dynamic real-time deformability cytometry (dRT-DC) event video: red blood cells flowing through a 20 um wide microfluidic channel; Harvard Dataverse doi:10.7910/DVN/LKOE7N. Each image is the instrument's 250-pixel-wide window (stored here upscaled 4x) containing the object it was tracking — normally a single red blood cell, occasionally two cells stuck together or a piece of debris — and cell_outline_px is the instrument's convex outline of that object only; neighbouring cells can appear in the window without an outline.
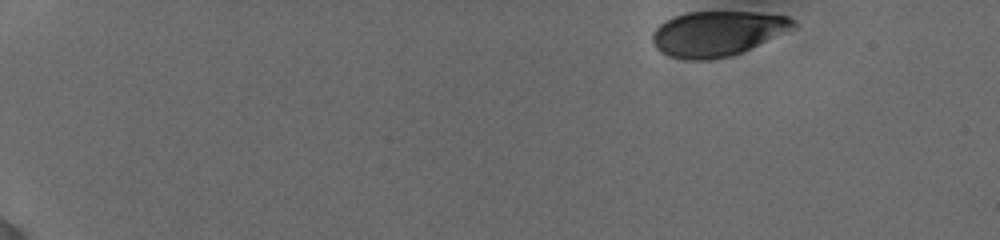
{"species": "human", "species_latin": "Homo sapiens", "temperature_condition": "cold", "stored_images_in_passage": 37, "camera_frame_rate_fps": 3000, "um_per_image_px": 0.085, "donor": {"sex": "female"}, "frame": {"image": 1, "passage_image": 1, "time_ms": 0.0, "image_size_px": [1000, 240], "cell_outline_px": [[796, 28], [788, 32], [732, 56], [708, 60], [688, 60], [668, 56], [660, 52], [656, 48], [652, 40], [652, 32], [660, 24], [676, 16], [688, 12], [756, 12], [788, 16], [796, 20]], "centroid_in_image_um": [61.0, 2.86], "position_along_channel_um": 24.0, "area_um2": 37.17}}
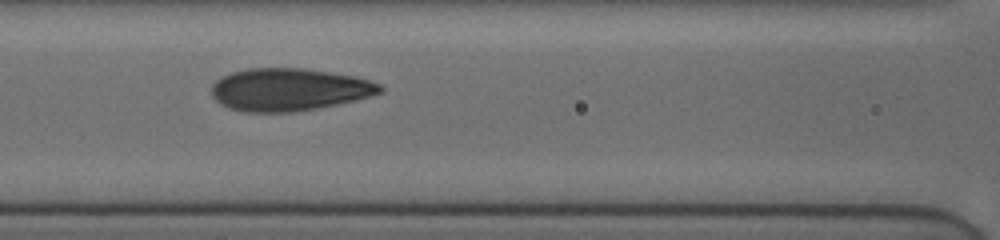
{"frame": {"image": 2, "passage_image": 30, "time_ms": 6.667, "image_size_px": [1000, 240], "cell_outline_px": [[384, 92], [336, 104], [316, 108], [292, 112], [244, 112], [228, 108], [220, 104], [212, 96], [212, 84], [220, 76], [232, 72], [248, 68], [304, 68], [356, 76], [380, 84], [384, 88]], "centroid_in_image_um": [24.53, 7.6], "position_along_channel_um": 142.1, "area_um2": 41.79}}
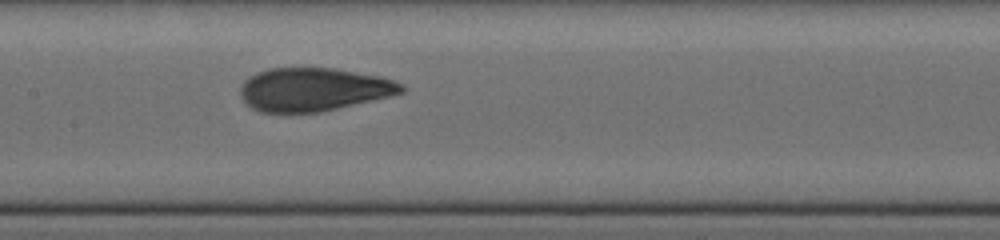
{"frame": {"image": 3, "passage_image": 36, "time_ms": 7.667, "image_size_px": [1000, 240], "cell_outline_px": [[404, 92], [388, 96], [320, 112], [260, 112], [252, 108], [240, 96], [240, 88], [244, 80], [256, 72], [268, 68], [332, 68], [380, 76], [404, 84]], "centroid_in_image_um": [26.61, 7.59], "position_along_channel_um": 180.8, "area_um2": 40.34}}